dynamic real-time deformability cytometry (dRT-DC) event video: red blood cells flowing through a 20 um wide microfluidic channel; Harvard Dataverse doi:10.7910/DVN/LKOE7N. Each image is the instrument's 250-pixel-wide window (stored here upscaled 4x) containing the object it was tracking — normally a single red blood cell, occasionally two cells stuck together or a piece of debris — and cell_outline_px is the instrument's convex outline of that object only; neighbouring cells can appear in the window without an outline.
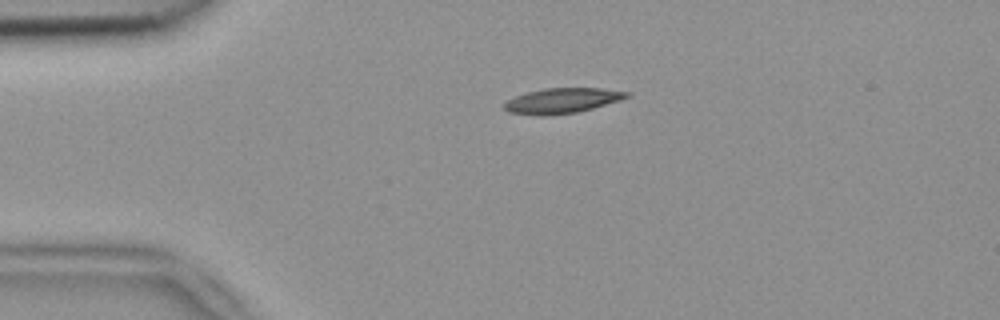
{"species": "common noctule bat (a hibernating species)", "species_latin": "Nyctalus noctula", "temperature_condition": "room temperature", "stored_images_in_passage": 2, "camera_frame_rate_fps": 3000, "um_per_image_px": 0.085, "animal": {"sex": "female", "body_mass_g": 18.4}, "frame": {"image": 1, "passage_image": 1, "time_ms": 0.0, "image_size_px": [1000, 320], "cell_outline_px": [[632, 92], [628, 96], [620, 100], [592, 108], [576, 112], [544, 116], [540, 116], [508, 112], [504, 108], [504, 104], [508, 100], [516, 96], [528, 92], [544, 88], [600, 88]], "centroid_in_image_um": [47.78, 8.55], "position_along_channel_um": 37.2, "area_um2": 17.8}}